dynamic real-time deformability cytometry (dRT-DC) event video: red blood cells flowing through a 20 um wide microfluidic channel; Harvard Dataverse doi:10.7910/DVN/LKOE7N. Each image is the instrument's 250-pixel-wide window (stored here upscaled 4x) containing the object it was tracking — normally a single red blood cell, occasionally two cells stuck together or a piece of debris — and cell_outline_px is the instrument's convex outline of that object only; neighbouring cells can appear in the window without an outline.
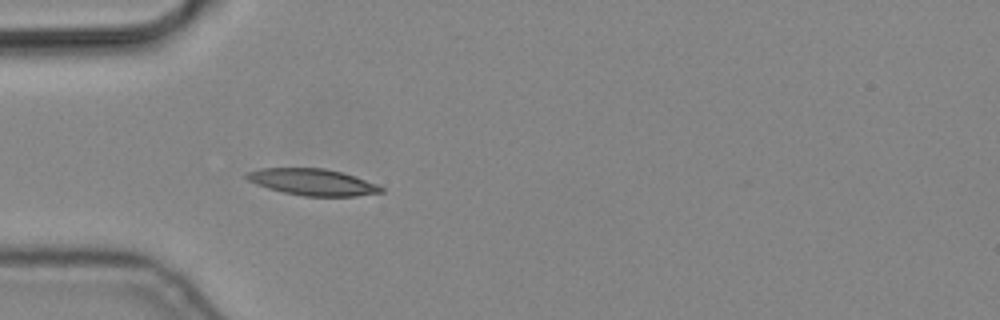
{"species": "common noctule bat (a hibernating species)", "species_latin": "Nyctalus noctula", "temperature_condition": "cold", "stored_images_in_passage": 1, "camera_frame_rate_fps": 3000, "um_per_image_px": 0.085, "animal": {"sex": "male", "body_mass_g": 19.2, "forearm_length_mm": 51.8}, "frame": {"image": 1, "passage_image": 1, "time_ms": 0.0, "image_size_px": [1000, 320], "cell_outline_px": [[384, 192], [356, 196], [304, 196], [284, 192], [268, 188], [256, 184], [248, 180], [244, 176], [244, 172], [260, 168], [324, 168], [340, 172], [376, 184], [384, 188]], "centroid_in_image_um": [26.52, 15.47], "position_along_channel_um": 58.5, "area_um2": 20.63}}